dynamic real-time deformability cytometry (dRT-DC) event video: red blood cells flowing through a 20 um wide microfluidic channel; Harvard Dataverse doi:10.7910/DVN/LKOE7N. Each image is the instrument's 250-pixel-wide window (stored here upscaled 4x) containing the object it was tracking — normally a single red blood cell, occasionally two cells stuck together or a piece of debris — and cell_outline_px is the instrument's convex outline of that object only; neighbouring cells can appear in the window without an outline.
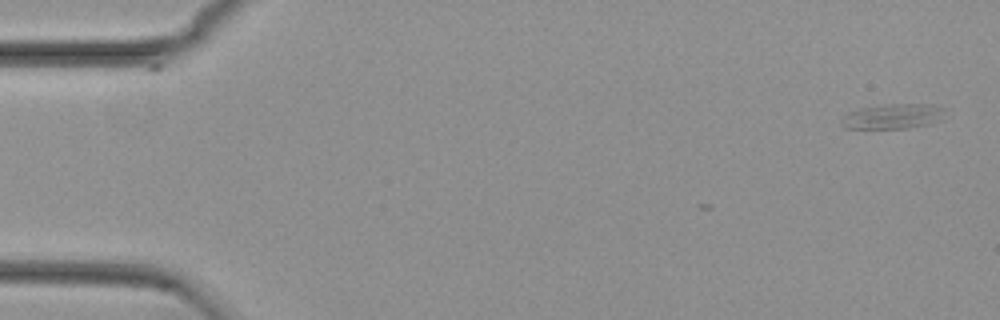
{"species": "common noctule bat (a hibernating species)", "species_latin": "Nyctalus noctula", "temperature_condition": "cold", "stored_images_in_passage": 3, "camera_frame_rate_fps": 3000, "um_per_image_px": 0.085, "animal": {"sex": "female", "body_mass_g": 29.2, "forearm_length_mm": 56.3}, "frame": {"image": 1, "passage_image": 1, "time_ms": 0.0, "image_size_px": [1000, 320], "cell_outline_px": [[944, 108], [940, 120], [928, 124], [908, 128], [848, 128], [840, 124], [840, 120], [848, 112], [860, 108], [884, 104], [932, 104]], "centroid_in_image_um": [75.87, 9.88], "position_along_channel_um": 9.1, "area_um2": 14.97}}